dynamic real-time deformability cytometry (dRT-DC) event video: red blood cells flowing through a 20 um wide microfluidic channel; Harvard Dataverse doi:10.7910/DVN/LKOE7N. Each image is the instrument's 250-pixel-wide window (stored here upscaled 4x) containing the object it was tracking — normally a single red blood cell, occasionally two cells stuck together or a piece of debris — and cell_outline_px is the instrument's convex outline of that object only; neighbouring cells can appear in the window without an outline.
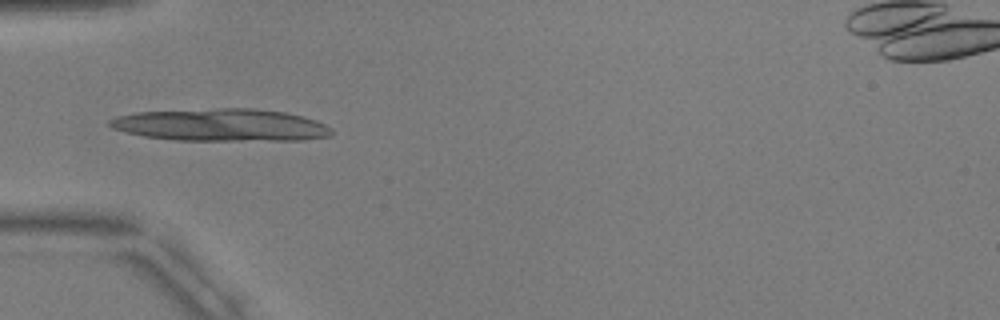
{"species": "common noctule bat (a hibernating species)", "species_latin": "Nyctalus noctula", "temperature_condition": "warm", "stored_images_in_passage": 3, "camera_frame_rate_fps": 3000, "um_per_image_px": 0.085, "animal": {"sex": "male", "body_mass_g": 17.9, "forearm_length_mm": 54.2}, "frame": {"image": 1, "passage_image": 3, "time_ms": 2.333, "image_size_px": [1000, 320], "cell_outline_px": [[332, 136], [304, 140], [176, 140], [144, 136], [112, 128], [108, 124], [108, 120], [116, 116], [136, 112], [216, 108], [252, 108], [284, 112], [316, 120], [332, 128]], "centroid_in_image_um": [18.8, 10.62], "position_along_channel_um": 66.2, "area_um2": 41.91}}